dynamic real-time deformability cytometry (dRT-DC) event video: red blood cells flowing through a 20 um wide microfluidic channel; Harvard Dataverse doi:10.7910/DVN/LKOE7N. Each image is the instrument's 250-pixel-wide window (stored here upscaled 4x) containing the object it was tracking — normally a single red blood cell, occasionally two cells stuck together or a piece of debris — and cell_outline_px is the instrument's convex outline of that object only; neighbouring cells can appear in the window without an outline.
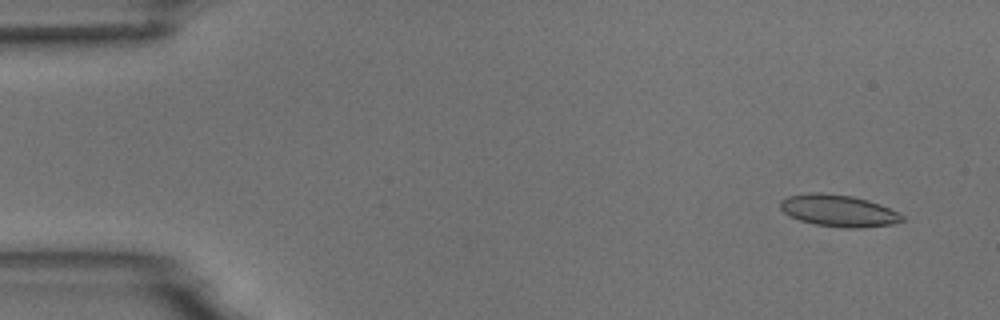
{"species": "common noctule bat (a hibernating species)", "species_latin": "Nyctalus noctula", "temperature_condition": "room temperature", "stored_images_in_passage": 9, "camera_frame_rate_fps": 3000, "um_per_image_px": 0.085, "animal": {"sex": "male", "body_mass_g": 18.8}, "frame": {"image": 1, "passage_image": 1, "time_ms": 0.0, "image_size_px": [1000, 320], "cell_outline_px": [[904, 220], [892, 224], [860, 228], [844, 228], [816, 224], [800, 220], [784, 212], [780, 208], [780, 200], [788, 196], [808, 192], [820, 192], [852, 196], [868, 200], [880, 204], [904, 216]], "centroid_in_image_um": [71.26, 17.9], "position_along_channel_um": 13.7, "area_um2": 22.48}}
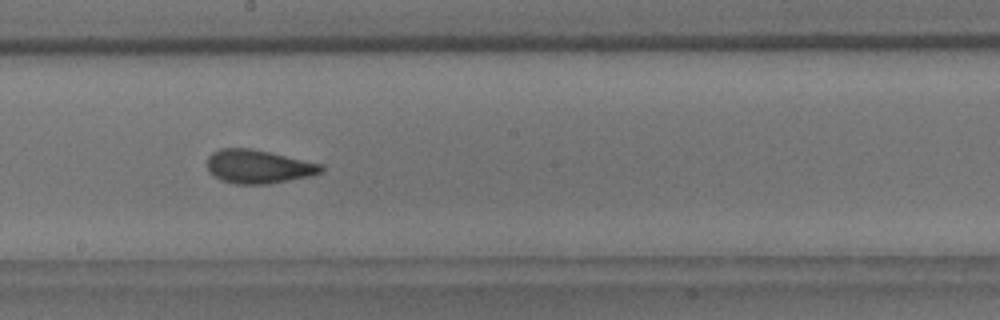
{"frame": {"image": 2, "passage_image": 8, "time_ms": 8.667, "image_size_px": [1000, 320], "cell_outline_px": [[324, 172], [312, 176], [268, 184], [236, 184], [220, 180], [208, 172], [208, 156], [212, 152], [220, 148], [252, 148], [324, 164]], "centroid_in_image_um": [21.99, 14.16], "position_along_channel_um": 226.2, "area_um2": 22.66}}
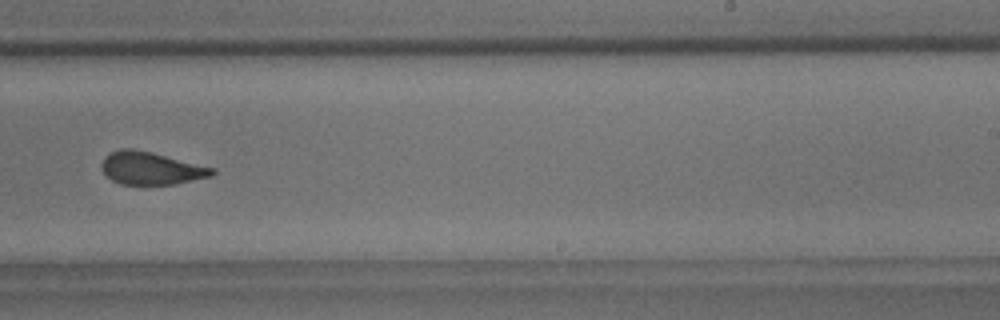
{"frame": {"image": 3, "passage_image": 9, "time_ms": 10.0, "image_size_px": [1000, 320], "cell_outline_px": [[216, 172], [212, 176], [176, 184], [120, 184], [112, 180], [104, 172], [100, 164], [104, 156], [120, 148], [132, 148], [152, 152], [216, 168]], "centroid_in_image_um": [12.85, 14.29], "position_along_channel_um": 276.1, "area_um2": 21.15}}